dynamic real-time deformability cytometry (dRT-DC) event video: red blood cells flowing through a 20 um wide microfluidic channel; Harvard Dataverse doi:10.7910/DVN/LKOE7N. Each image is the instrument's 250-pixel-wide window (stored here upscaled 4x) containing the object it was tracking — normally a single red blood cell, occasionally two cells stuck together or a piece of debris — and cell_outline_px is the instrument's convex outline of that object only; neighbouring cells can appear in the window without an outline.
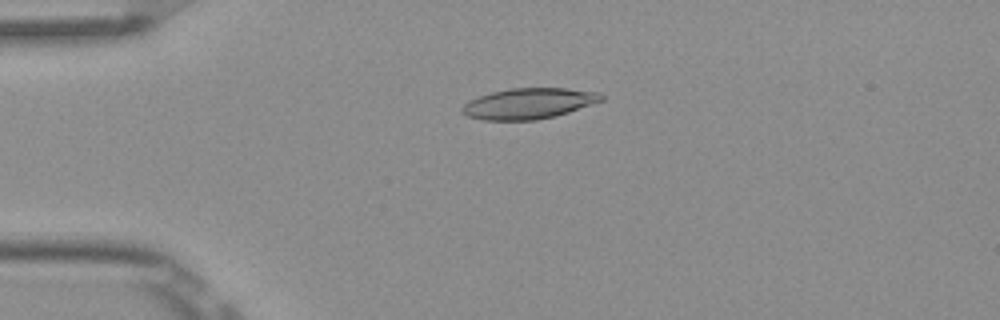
{"species": "Egyptian fruit bat (a non-hibernating species)", "species_latin": "Rousettus aegyptiacus", "temperature_condition": "room temperature", "stored_images_in_passage": 5, "camera_frame_rate_fps": 3000, "um_per_image_px": 0.085, "frame": {"image": 1, "passage_image": 4, "time_ms": 1.0, "image_size_px": [1000, 320], "cell_outline_px": [[604, 100], [556, 116], [536, 120], [484, 120], [468, 116], [460, 112], [460, 108], [468, 100], [492, 92], [508, 88], [568, 88], [600, 92], [604, 96]], "centroid_in_image_um": [44.94, 8.79], "position_along_channel_um": 40.1, "area_um2": 25.09}}